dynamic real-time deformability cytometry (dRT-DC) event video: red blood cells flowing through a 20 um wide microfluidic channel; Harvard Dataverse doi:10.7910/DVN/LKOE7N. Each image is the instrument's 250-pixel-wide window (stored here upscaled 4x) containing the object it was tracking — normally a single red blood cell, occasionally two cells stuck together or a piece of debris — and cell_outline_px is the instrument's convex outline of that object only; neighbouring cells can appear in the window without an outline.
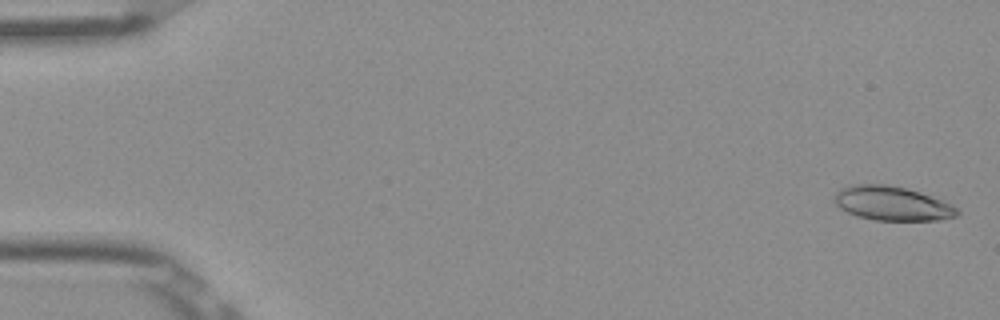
{"species": "Egyptian fruit bat (a non-hibernating species)", "species_latin": "Rousettus aegyptiacus", "temperature_condition": "room temperature", "stored_images_in_passage": 53, "camera_frame_rate_fps": 3000, "um_per_image_px": 0.085, "frame": {"image": 1, "passage_image": 2, "time_ms": 0.333, "image_size_px": [1000, 320], "cell_outline_px": [[960, 212], [956, 216], [940, 220], [876, 220], [860, 216], [848, 212], [840, 208], [832, 200], [836, 192], [840, 188], [848, 184], [884, 184], [904, 188], [920, 192], [940, 200], [956, 208]], "centroid_in_image_um": [75.77, 17.28], "position_along_channel_um": 9.2, "area_um2": 24.22}}
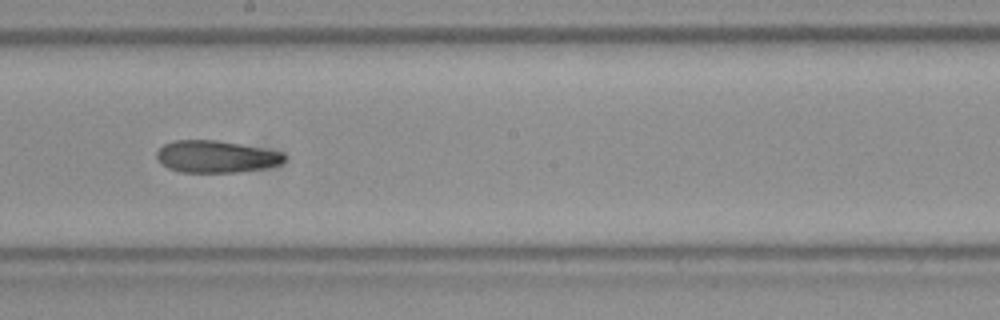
{"frame": {"image": 2, "passage_image": 30, "time_ms": 9.667, "image_size_px": [1000, 320], "cell_outline_px": [[288, 156], [280, 164], [264, 168], [236, 172], [180, 172], [168, 168], [156, 156], [156, 152], [164, 144], [176, 140], [216, 140], [240, 144], [284, 152]], "centroid_in_image_um": [18.4, 13.31], "position_along_channel_um": 229.8, "area_um2": 23.76}}
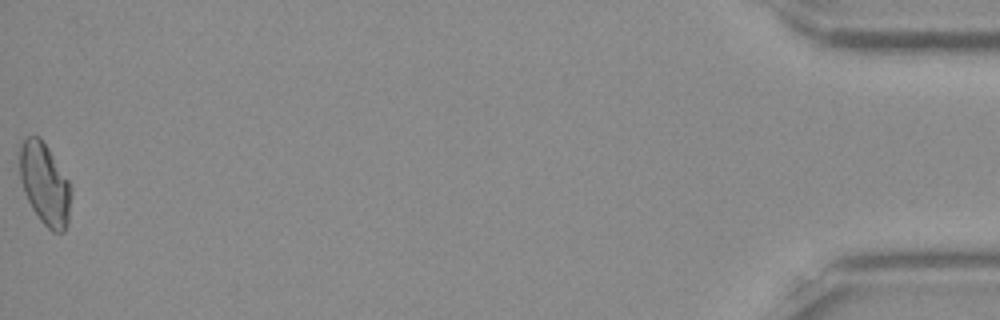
{"frame": {"image": 3, "passage_image": 53, "time_ms": 17.333, "image_size_px": [1000, 320], "cell_outline_px": [[72, 192], [68, 220], [64, 232], [52, 232], [40, 220], [32, 208], [24, 192], [20, 180], [20, 148], [24, 140], [28, 136], [40, 136], [48, 148], [68, 180]], "centroid_in_image_um": [3.81, 15.66], "position_along_channel_um": 431.4, "area_um2": 24.28}, "authors_computed_cell_mechanics": {"area_um2": 24.0448, "velocity_mm_per_s": 3.8975, "shape_relaxation_time_tau1_ms": null, "shape_relaxation_time_tau2_ms": 5.5739, "deformation_change_tau1": null, "deformation_change_tau2": 0.1433}}